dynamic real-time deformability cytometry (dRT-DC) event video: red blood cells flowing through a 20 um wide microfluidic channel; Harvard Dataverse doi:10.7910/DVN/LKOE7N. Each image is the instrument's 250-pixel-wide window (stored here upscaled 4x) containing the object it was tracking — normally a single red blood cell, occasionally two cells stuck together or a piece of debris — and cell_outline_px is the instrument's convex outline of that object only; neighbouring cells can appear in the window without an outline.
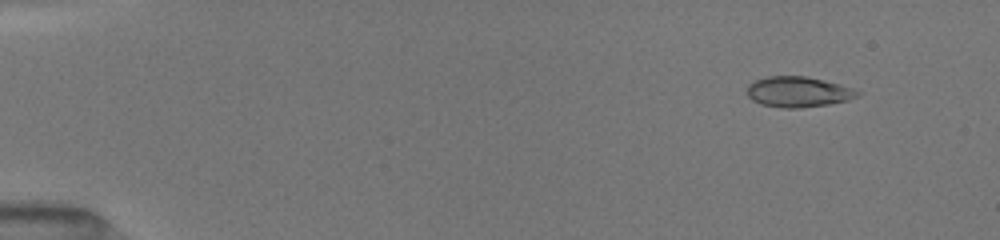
{"species": "common noctule bat (a hibernating species)", "species_latin": "Nyctalus noctula", "temperature_condition": "room temperature", "stored_images_in_passage": 35, "camera_frame_rate_fps": 3000, "um_per_image_px": 0.085, "animal": {"sex": "female", "body_mass_g": 19.5, "forearm_length_mm": 54.1}, "frame": {"image": 1, "passage_image": 5, "time_ms": 1.333, "image_size_px": [1000, 240], "cell_outline_px": [[860, 92], [856, 96], [848, 100], [828, 104], [800, 108], [784, 108], [760, 104], [752, 100], [748, 96], [748, 84], [756, 80], [768, 76], [804, 76], [824, 80], [840, 84], [852, 88]], "centroid_in_image_um": [67.82, 7.81], "position_along_channel_um": 17.2, "area_um2": 19.48}}
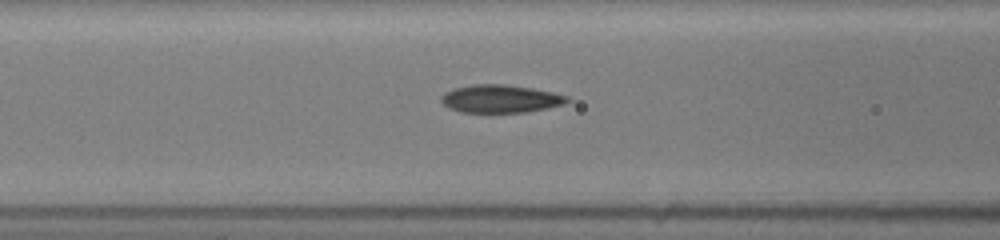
{"frame": {"image": 2, "passage_image": 24, "time_ms": 7.0, "image_size_px": [1000, 240], "cell_outline_px": [[572, 100], [564, 104], [548, 108], [524, 112], [460, 112], [448, 108], [440, 100], [440, 96], [444, 92], [456, 88], [472, 84], [504, 84], [532, 88], [552, 92], [568, 96]], "centroid_in_image_um": [42.54, 8.39], "position_along_channel_um": 124.1, "area_um2": 20.58}}
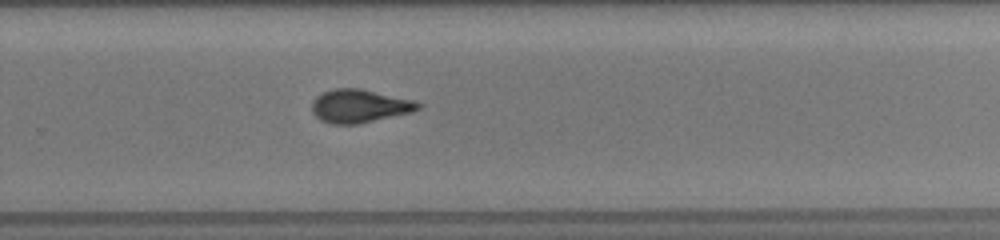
{"frame": {"image": 3, "passage_image": 35, "time_ms": 11.333, "image_size_px": [1000, 240], "cell_outline_px": [[424, 104], [420, 108], [412, 112], [356, 124], [332, 124], [320, 120], [312, 112], [312, 104], [316, 96], [332, 88], [360, 88], [416, 100]], "centroid_in_image_um": [30.58, 9.0], "position_along_channel_um": 299.2, "area_um2": 20.69}}